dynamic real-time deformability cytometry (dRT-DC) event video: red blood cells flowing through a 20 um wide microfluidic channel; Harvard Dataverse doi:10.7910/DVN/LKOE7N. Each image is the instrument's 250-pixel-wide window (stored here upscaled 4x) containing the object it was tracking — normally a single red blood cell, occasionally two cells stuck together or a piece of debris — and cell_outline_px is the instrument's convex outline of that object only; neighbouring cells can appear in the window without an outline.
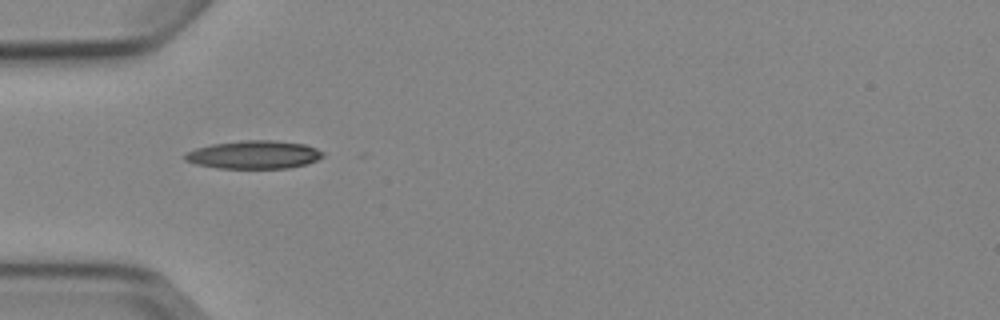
{"species": "Egyptian fruit bat (a non-hibernating species)", "species_latin": "Rousettus aegyptiacus", "temperature_condition": "cold", "stored_images_in_passage": 6, "camera_frame_rate_fps": 3000, "um_per_image_px": 0.085, "animal": {"sex": "female"}, "frame": {"image": 1, "passage_image": 5, "time_ms": 5.0, "image_size_px": [1000, 320], "cell_outline_px": [[324, 156], [308, 164], [288, 168], [216, 168], [196, 164], [184, 160], [184, 152], [196, 148], [212, 144], [240, 140], [272, 140], [304, 144], [316, 148], [324, 152]], "centroid_in_image_um": [21.57, 13.15], "position_along_channel_um": 63.4, "area_um2": 22.77}}
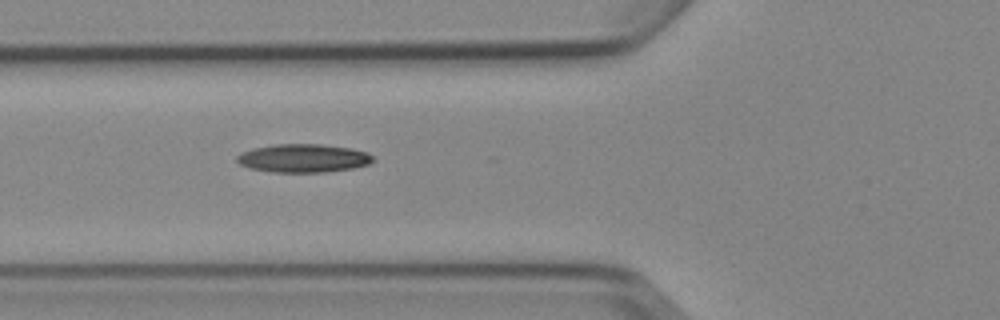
{"frame": {"image": 2, "passage_image": 6, "time_ms": 6.0, "image_size_px": [1000, 320], "cell_outline_px": [[376, 160], [368, 164], [352, 168], [324, 172], [272, 172], [252, 168], [240, 164], [236, 160], [236, 156], [252, 148], [276, 144], [320, 144], [352, 148], [368, 152]], "centroid_in_image_um": [25.81, 13.44], "position_along_channel_um": 100.0, "area_um2": 22.43}}